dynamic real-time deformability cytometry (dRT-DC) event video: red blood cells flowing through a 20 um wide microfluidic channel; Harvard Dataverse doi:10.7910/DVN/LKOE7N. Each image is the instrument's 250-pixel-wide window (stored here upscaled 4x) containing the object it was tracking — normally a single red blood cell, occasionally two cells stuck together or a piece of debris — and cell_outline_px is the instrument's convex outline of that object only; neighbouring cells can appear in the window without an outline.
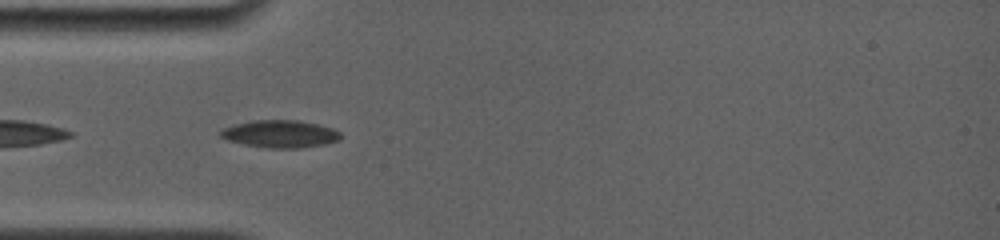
{"species": "common noctule bat (a hibernating species)", "species_latin": "Nyctalus noctula", "temperature_condition": "room temperature", "stored_images_in_passage": 6, "camera_frame_rate_fps": 4000, "um_per_image_px": 0.085, "animal": {"sex": "female", "body_mass_g": 19.0, "forearm_length_mm": 56.7}, "frame": {"image": 1, "passage_image": 1, "time_ms": 0.0, "image_size_px": [1000, 240], "cell_outline_px": [[340, 140], [324, 144], [300, 148], [268, 148], [244, 144], [228, 140], [220, 136], [220, 132], [224, 128], [232, 124], [252, 120], [300, 120], [332, 128], [340, 132]], "centroid_in_image_um": [23.8, 11.37], "position_along_channel_um": 61.2, "area_um2": 19.19}}
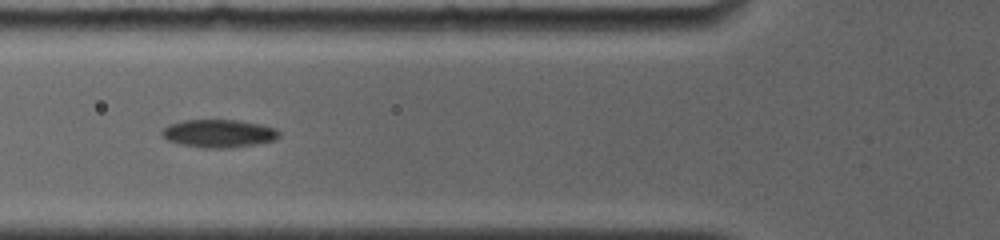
{"frame": {"image": 2, "passage_image": 2, "time_ms": 1.25, "image_size_px": [1000, 240], "cell_outline_px": [[280, 136], [276, 140], [228, 148], [204, 148], [180, 144], [168, 140], [160, 132], [168, 124], [184, 120], [240, 120], [260, 124], [276, 128], [280, 132]], "centroid_in_image_um": [18.61, 11.33], "position_along_channel_um": 107.2, "area_um2": 19.07}}
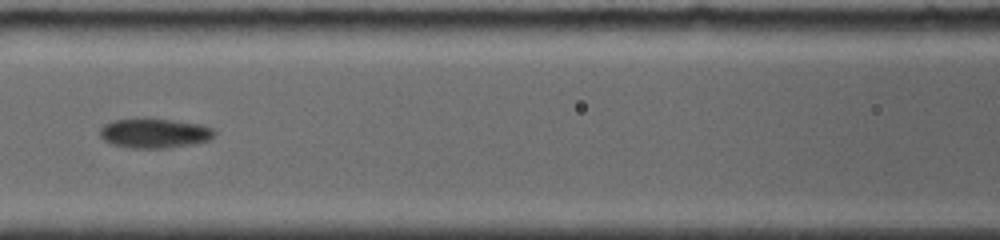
{"frame": {"image": 3, "passage_image": 4, "time_ms": 2.5, "image_size_px": [1000, 240], "cell_outline_px": [[216, 132], [208, 140], [196, 144], [164, 148], [128, 148], [112, 144], [104, 140], [100, 136], [100, 128], [104, 124], [112, 120], [136, 116], [144, 116], [200, 124], [212, 128]], "centroid_in_image_um": [13.07, 11.29], "position_along_channel_um": 153.5, "area_um2": 20.4}}